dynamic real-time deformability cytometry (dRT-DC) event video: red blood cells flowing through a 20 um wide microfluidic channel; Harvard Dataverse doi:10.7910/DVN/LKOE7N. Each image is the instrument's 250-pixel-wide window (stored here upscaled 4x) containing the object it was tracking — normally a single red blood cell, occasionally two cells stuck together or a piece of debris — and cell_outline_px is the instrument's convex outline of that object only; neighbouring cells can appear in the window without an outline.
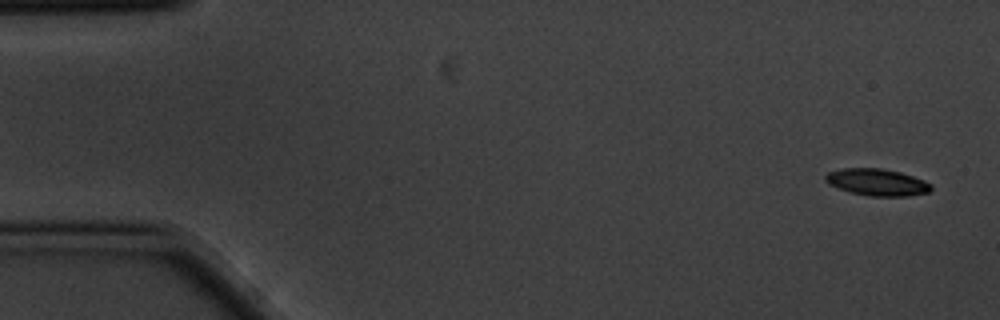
{"species": "common noctule bat (a hibernating species)", "species_latin": "Nyctalus noctula", "temperature_condition": "cold", "stored_images_in_passage": 6, "segment_of_instrument_passage": [2, 2], "camera_frame_rate_fps": 3000, "um_per_image_px": 0.085, "animal": {"sex": "male", "body_mass_g": 20.1, "forearm_length_mm": 53.5}, "frame": {"image": 1, "passage_image": 6, "time_ms": 1.667, "image_size_px": [1000, 320], "cell_outline_px": [[932, 188], [928, 192], [908, 196], [868, 196], [848, 192], [828, 184], [824, 180], [824, 176], [828, 172], [840, 168], [880, 168], [900, 172], [924, 180], [932, 184]], "centroid_in_image_um": [74.51, 15.49], "position_along_channel_um": 10.5, "area_um2": 16.7}}